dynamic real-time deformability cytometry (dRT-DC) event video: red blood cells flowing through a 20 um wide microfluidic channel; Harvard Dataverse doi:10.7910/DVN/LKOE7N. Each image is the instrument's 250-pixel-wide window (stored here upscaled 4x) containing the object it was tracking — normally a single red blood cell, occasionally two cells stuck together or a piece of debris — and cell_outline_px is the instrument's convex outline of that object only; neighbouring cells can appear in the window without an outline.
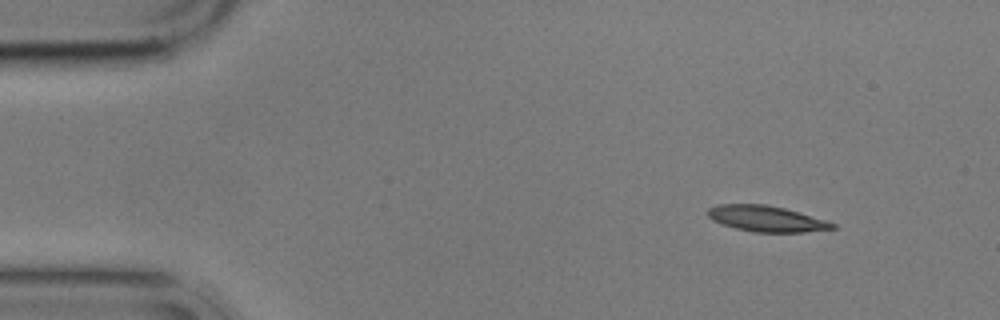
{"species": "common noctule bat (a hibernating species)", "species_latin": "Nyctalus noctula", "temperature_condition": "cold", "stored_images_in_passage": 3, "camera_frame_rate_fps": 3000, "um_per_image_px": 0.085, "animal": {"sex": "male", "body_mass_g": 17.9}, "frame": {"image": 1, "passage_image": 1, "time_ms": 0.0, "image_size_px": [1000, 320], "cell_outline_px": [[836, 228], [804, 232], [752, 232], [736, 228], [712, 220], [708, 216], [708, 208], [716, 204], [764, 204], [784, 208], [824, 220], [836, 224]], "centroid_in_image_um": [65.1, 18.59], "position_along_channel_um": 19.9, "area_um2": 18.55}}
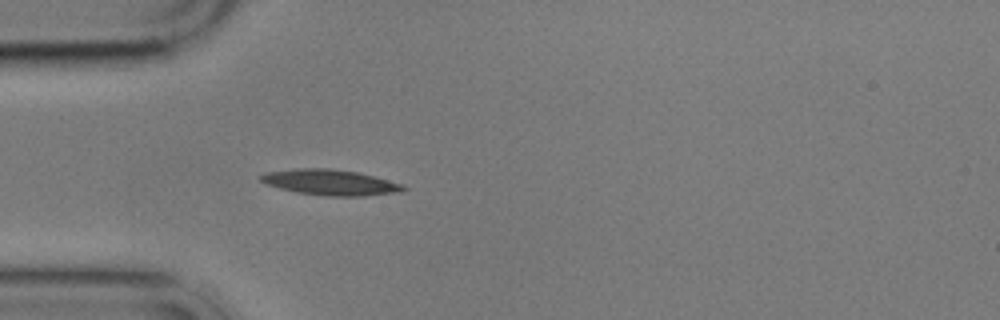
{"frame": {"image": 2, "passage_image": 3, "time_ms": 3.333, "image_size_px": [1000, 320], "cell_outline_px": [[408, 188], [400, 192], [364, 196], [328, 196], [296, 192], [264, 184], [256, 176], [264, 172], [296, 168], [332, 168], [356, 172], [404, 184]], "centroid_in_image_um": [28.02, 15.49], "position_along_channel_um": 57.0, "area_um2": 21.5}}